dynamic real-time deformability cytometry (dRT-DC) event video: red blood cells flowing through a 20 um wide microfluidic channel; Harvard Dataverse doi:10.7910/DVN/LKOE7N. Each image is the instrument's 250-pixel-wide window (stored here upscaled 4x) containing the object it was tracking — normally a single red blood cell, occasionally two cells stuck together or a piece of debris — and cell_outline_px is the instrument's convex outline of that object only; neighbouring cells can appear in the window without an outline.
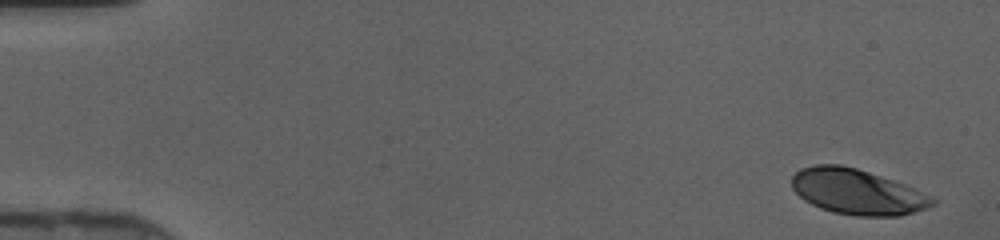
{"species": "human", "species_latin": "Homo sapiens", "temperature_condition": "cold", "stored_images_in_passage": 46, "camera_frame_rate_fps": 3000, "um_per_image_px": 0.085, "donor": {"sex": "female"}, "frame": {"image": 1, "passage_image": 2, "time_ms": 0.333, "image_size_px": [1000, 240], "cell_outline_px": [[940, 200], [936, 204], [928, 208], [900, 216], [856, 216], [832, 212], [820, 208], [804, 200], [792, 188], [792, 176], [800, 168], [816, 164], [840, 164], [856, 168], [904, 184]], "centroid_in_image_um": [72.87, 16.31], "position_along_channel_um": 12.1, "area_um2": 37.28}}
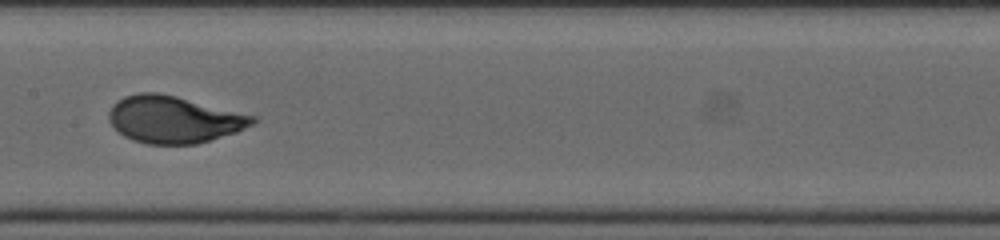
{"frame": {"image": 2, "passage_image": 24, "time_ms": 7.667, "image_size_px": [1000, 240], "cell_outline_px": [[260, 120], [236, 132], [196, 144], [148, 144], [132, 140], [124, 136], [108, 120], [108, 112], [112, 104], [116, 100], [124, 96], [136, 92], [156, 92], [176, 96], [256, 116]], "centroid_in_image_um": [14.75, 10.14], "position_along_channel_um": 192.7, "area_um2": 39.42}}
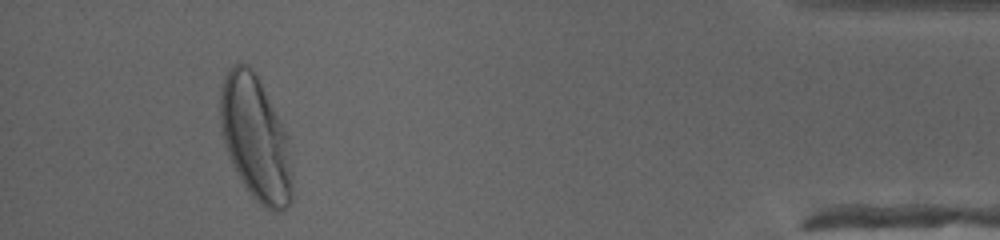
{"frame": {"image": 3, "passage_image": 43, "time_ms": 14.0, "image_size_px": [1000, 240], "cell_outline_px": [[292, 200], [284, 208], [276, 212], [272, 212], [264, 208], [252, 196], [240, 180], [232, 164], [224, 144], [220, 124], [220, 92], [224, 76], [232, 64], [240, 60], [248, 64], [252, 68], [280, 120], [288, 136], [292, 176]], "centroid_in_image_um": [21.71, 11.76], "position_along_channel_um": 413.5, "area_um2": 52.25}}